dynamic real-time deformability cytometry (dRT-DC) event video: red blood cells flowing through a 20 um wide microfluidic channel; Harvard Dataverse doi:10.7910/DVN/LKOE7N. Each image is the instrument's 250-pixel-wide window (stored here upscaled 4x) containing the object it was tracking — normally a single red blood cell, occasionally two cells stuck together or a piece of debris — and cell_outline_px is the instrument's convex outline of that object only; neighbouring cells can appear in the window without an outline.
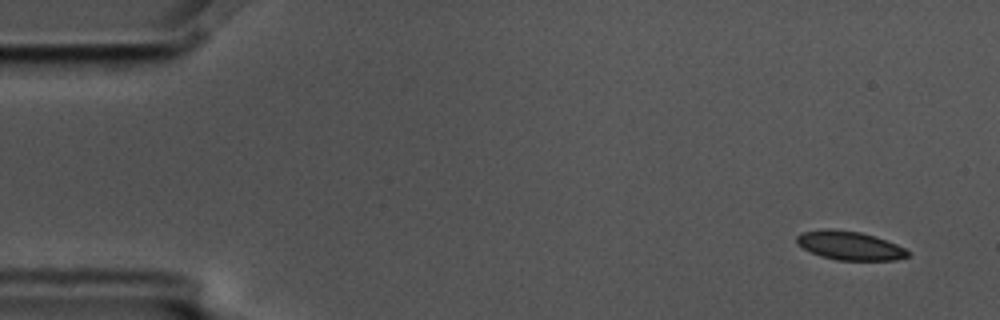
{"species": "common noctule bat (a hibernating species)", "species_latin": "Nyctalus noctula", "temperature_condition": "cold", "stored_images_in_passage": 5, "camera_frame_rate_fps": 3000, "um_per_image_px": 0.085, "animal": {"sex": "male", "body_mass_g": 17.5, "forearm_length_mm": 52.3}, "frame": {"image": 1, "passage_image": 1, "time_ms": 0.0, "image_size_px": [1000, 320], "cell_outline_px": [[908, 256], [896, 260], [836, 260], [820, 256], [796, 244], [796, 236], [804, 232], [824, 228], [832, 228], [860, 232], [876, 236], [896, 244], [904, 248], [908, 252]], "centroid_in_image_um": [72.2, 20.86], "position_along_channel_um": 12.8, "area_um2": 18.61}}